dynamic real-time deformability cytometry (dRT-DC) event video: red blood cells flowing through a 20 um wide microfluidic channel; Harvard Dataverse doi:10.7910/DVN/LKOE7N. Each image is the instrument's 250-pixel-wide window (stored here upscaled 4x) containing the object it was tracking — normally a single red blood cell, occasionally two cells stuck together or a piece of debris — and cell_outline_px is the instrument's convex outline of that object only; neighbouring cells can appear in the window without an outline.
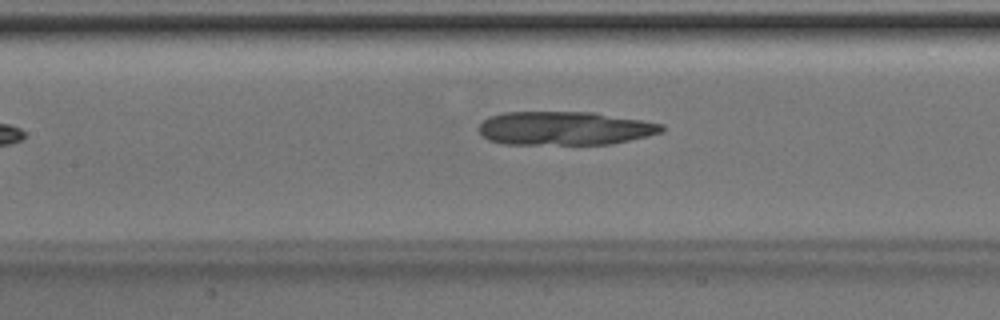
{"species": "Egyptian fruit bat (a non-hibernating species)", "species_latin": "Rousettus aegyptiacus", "temperature_condition": "room temperature", "stored_images_in_passage": 5, "camera_frame_rate_fps": 3000, "um_per_image_px": 0.085, "animal": {"sex": "male"}, "frame": {"image": 1, "passage_image": 5, "time_ms": 1.333, "image_size_px": [1000, 320], "cell_outline_px": [[664, 132], [648, 136], [612, 144], [504, 144], [488, 140], [480, 132], [480, 124], [488, 116], [504, 112], [592, 112], [664, 124]], "centroid_in_image_um": [48.01, 10.91], "position_along_channel_um": 159.4, "area_um2": 35.84}}